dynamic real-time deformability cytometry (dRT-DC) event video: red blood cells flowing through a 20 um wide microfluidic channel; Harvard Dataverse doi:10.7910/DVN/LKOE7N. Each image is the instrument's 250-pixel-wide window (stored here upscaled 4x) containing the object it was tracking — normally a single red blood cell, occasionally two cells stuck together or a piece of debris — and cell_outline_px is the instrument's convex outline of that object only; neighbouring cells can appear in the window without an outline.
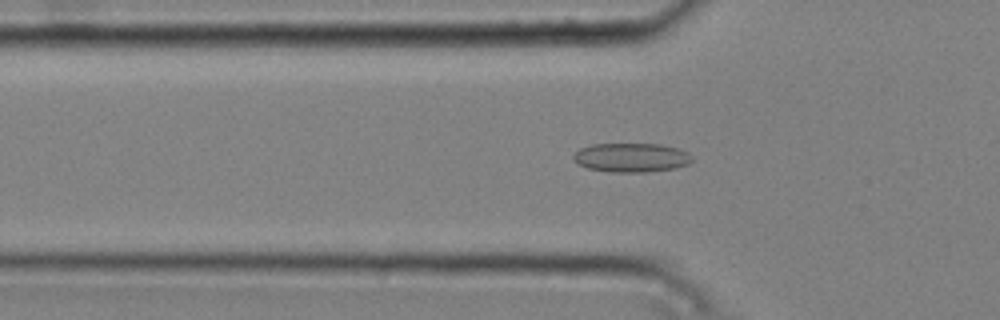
{"species": "common noctule bat (a hibernating species)", "species_latin": "Nyctalus noctula", "temperature_condition": "cold", "stored_images_in_passage": 42, "camera_frame_rate_fps": 3000, "um_per_image_px": 0.085, "animal": {"sex": "male", "body_mass_g": 20.4}, "frame": {"image": 1, "passage_image": 8, "time_ms": 2.333, "image_size_px": [1000, 320], "cell_outline_px": [[692, 160], [688, 164], [676, 168], [648, 172], [612, 172], [588, 168], [576, 164], [572, 160], [572, 156], [580, 148], [592, 144], [660, 144], [676, 148], [688, 152], [692, 156]], "centroid_in_image_um": [53.64, 13.4], "position_along_channel_um": 72.2, "area_um2": 20.23}}
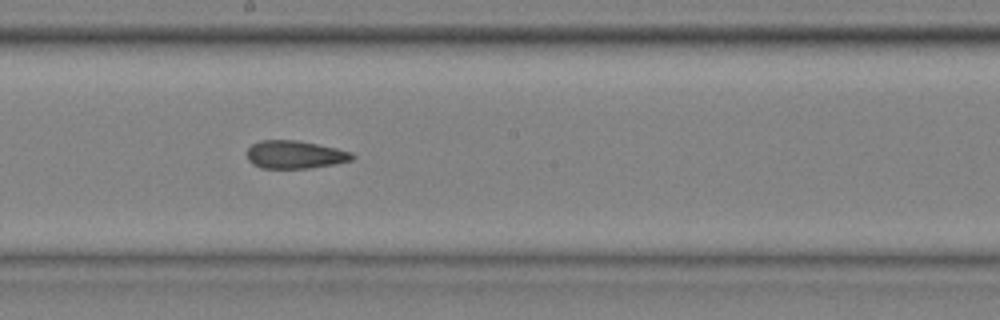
{"frame": {"image": 2, "passage_image": 20, "time_ms": 6.333, "image_size_px": [1000, 320], "cell_outline_px": [[356, 156], [352, 160], [336, 164], [312, 168], [260, 168], [252, 164], [248, 160], [248, 148], [252, 144], [260, 140], [296, 140], [336, 148], [352, 152]], "centroid_in_image_um": [25.08, 13.15], "position_along_channel_um": 223.1, "area_um2": 17.22}}
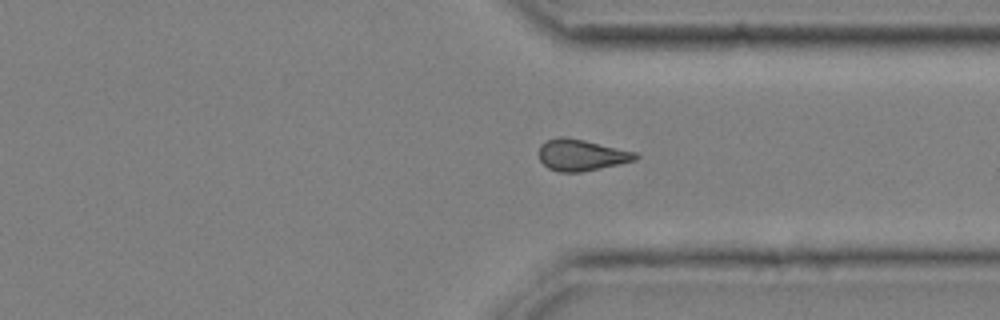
{"frame": {"image": 3, "passage_image": 31, "time_ms": 10.0, "image_size_px": [1000, 320], "cell_outline_px": [[640, 156], [636, 160], [620, 164], [580, 172], [560, 172], [548, 168], [540, 160], [540, 144], [548, 140], [560, 136], [564, 136], [584, 140], [636, 152]], "centroid_in_image_um": [49.43, 13.18], "position_along_channel_um": 362.0, "area_um2": 17.57}, "authors_computed_cell_mechanics": {"area_um2": 17.4845, "velocity_mm_per_s": 3.7671, "shape_relaxation_time_tau1_ms": null, "shape_relaxation_time_tau2_ms": 2.7572, "deformation_change_tau1": null, "deformation_change_tau2": 0.115}}